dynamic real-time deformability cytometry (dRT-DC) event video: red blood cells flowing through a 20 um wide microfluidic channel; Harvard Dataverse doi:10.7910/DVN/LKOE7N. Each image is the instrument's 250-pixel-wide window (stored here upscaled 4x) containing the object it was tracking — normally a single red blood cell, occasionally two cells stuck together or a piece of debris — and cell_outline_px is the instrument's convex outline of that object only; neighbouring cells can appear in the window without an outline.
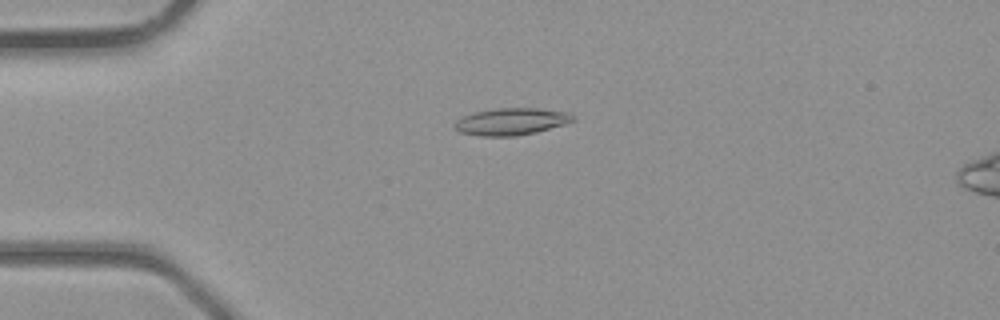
{"species": "common noctule bat (a hibernating species)", "species_latin": "Nyctalus noctula", "temperature_condition": "room temperature", "stored_images_in_passage": 33, "camera_frame_rate_fps": 3000, "um_per_image_px": 0.085, "animal": {"sex": "male", "body_mass_g": 23.1, "forearm_length_mm": 52.7}, "frame": {"image": 1, "passage_image": 3, "time_ms": 0.667, "image_size_px": [1000, 320], "cell_outline_px": [[576, 120], [564, 124], [536, 132], [516, 136], [480, 136], [460, 132], [452, 128], [452, 124], [456, 120], [472, 112], [496, 108], [536, 108], [568, 112], [576, 116]], "centroid_in_image_um": [43.43, 10.33], "position_along_channel_um": 41.6, "area_um2": 18.84}}
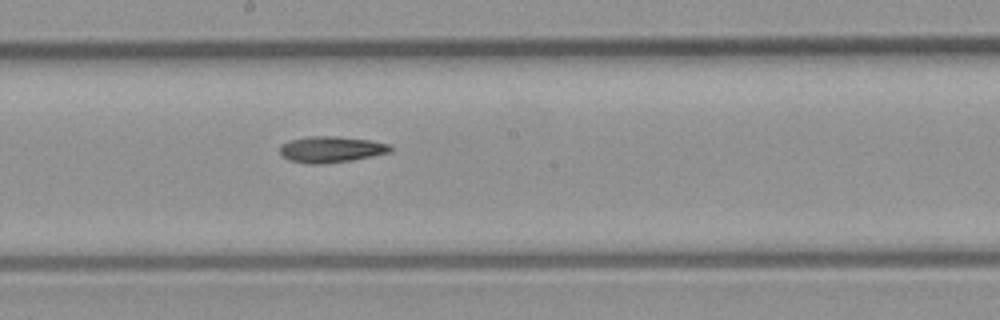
{"frame": {"image": 2, "passage_image": 15, "time_ms": 4.667, "image_size_px": [1000, 320], "cell_outline_px": [[392, 152], [352, 160], [320, 164], [308, 164], [288, 160], [280, 152], [280, 144], [288, 140], [308, 136], [336, 136], [368, 140], [388, 144], [392, 148]], "centroid_in_image_um": [28.11, 12.69], "position_along_channel_um": 220.1, "area_um2": 16.88}}
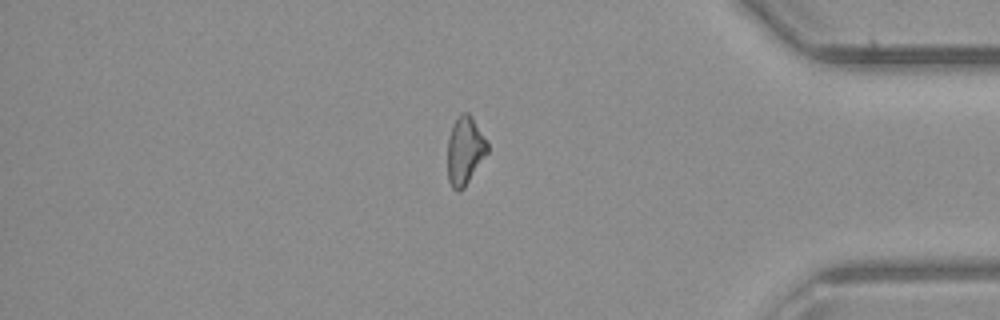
{"frame": {"image": 3, "passage_image": 27, "time_ms": 8.667, "image_size_px": [1000, 320], "cell_outline_px": [[488, 152], [464, 188], [460, 192], [456, 192], [452, 188], [448, 180], [448, 140], [452, 124], [460, 112], [468, 112], [472, 116], [488, 144]], "centroid_in_image_um": [39.5, 12.81], "position_along_channel_um": 395.7, "area_um2": 15.9}}